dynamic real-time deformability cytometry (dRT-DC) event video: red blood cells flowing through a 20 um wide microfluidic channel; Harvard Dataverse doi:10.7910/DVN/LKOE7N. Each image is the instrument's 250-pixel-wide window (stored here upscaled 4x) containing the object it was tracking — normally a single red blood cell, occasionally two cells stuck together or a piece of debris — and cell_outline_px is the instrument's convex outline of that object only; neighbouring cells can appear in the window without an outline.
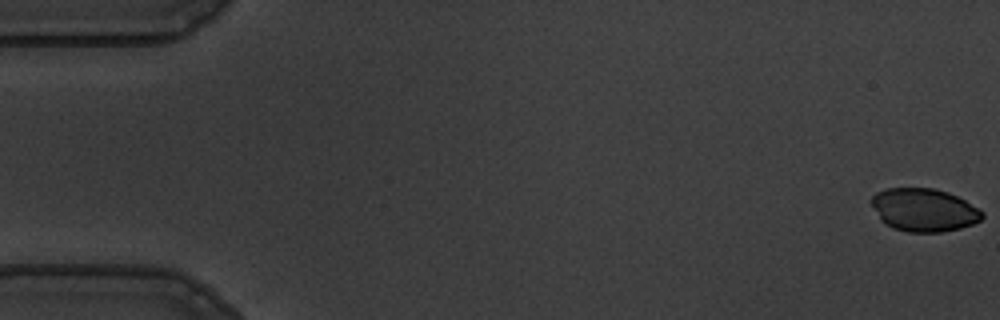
{"species": "common noctule bat (a hibernating species)", "species_latin": "Nyctalus noctula", "temperature_condition": "warm", "stored_images_in_passage": 56, "camera_frame_rate_fps": 3000, "um_per_image_px": 0.085, "animal": {"sex": "male", "body_mass_g": 19.5, "forearm_length_mm": 54.6}, "frame": {"image": 1, "passage_image": 1, "time_ms": 0.0, "image_size_px": [1000, 320], "cell_outline_px": [[984, 216], [980, 220], [972, 224], [960, 228], [940, 232], [908, 232], [892, 228], [880, 220], [868, 200], [876, 192], [888, 188], [932, 188], [948, 192], [964, 200], [984, 212]], "centroid_in_image_um": [78.49, 17.84], "position_along_channel_um": 6.5, "area_um2": 27.86}}
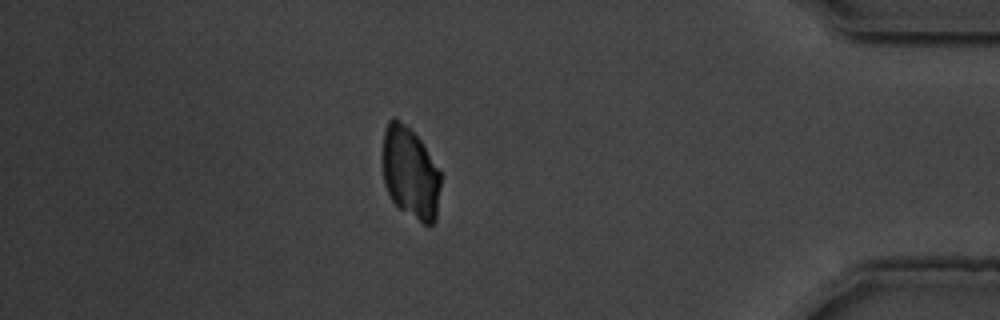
{"frame": {"image": 2, "passage_image": 49, "time_ms": 16.0, "image_size_px": [1000, 320], "cell_outline_px": [[440, 188], [436, 220], [428, 228], [400, 208], [392, 200], [384, 184], [384, 128], [388, 120], [392, 116], [396, 116], [420, 140], [440, 172]], "centroid_in_image_um": [34.88, 14.72], "position_along_channel_um": 400.3, "area_um2": 30.75}}